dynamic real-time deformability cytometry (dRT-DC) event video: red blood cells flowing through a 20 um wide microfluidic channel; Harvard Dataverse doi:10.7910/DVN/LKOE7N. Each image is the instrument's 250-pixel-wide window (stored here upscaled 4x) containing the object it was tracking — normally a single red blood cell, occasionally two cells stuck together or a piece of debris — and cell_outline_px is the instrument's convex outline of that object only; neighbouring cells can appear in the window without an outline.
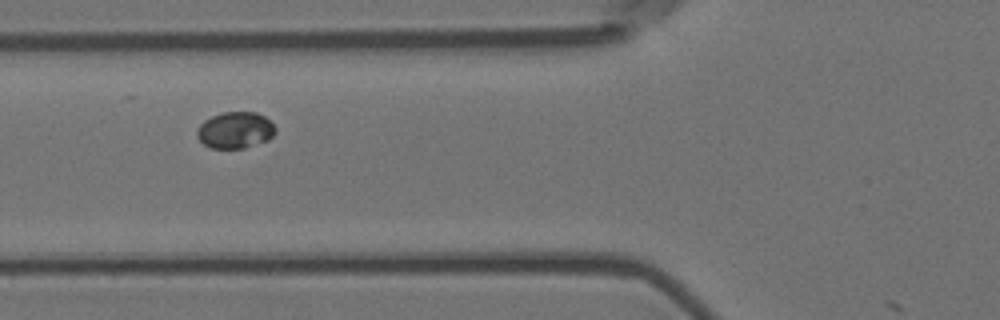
{"species": "Egyptian fruit bat (a non-hibernating species)", "species_latin": "Rousettus aegyptiacus", "temperature_condition": "room temperature", "stored_images_in_passage": 3, "camera_frame_rate_fps": 3000, "um_per_image_px": 0.085, "animal": {"sex": "female"}, "frame": {"image": 1, "passage_image": 2, "time_ms": 0.333, "image_size_px": [1000, 320], "cell_outline_px": [[276, 132], [268, 140], [244, 148], [212, 148], [204, 144], [196, 136], [196, 128], [204, 120], [212, 116], [224, 112], [256, 112], [264, 116], [276, 128]], "centroid_in_image_um": [19.98, 11.06], "position_along_channel_um": 105.8, "area_um2": 16.65}}
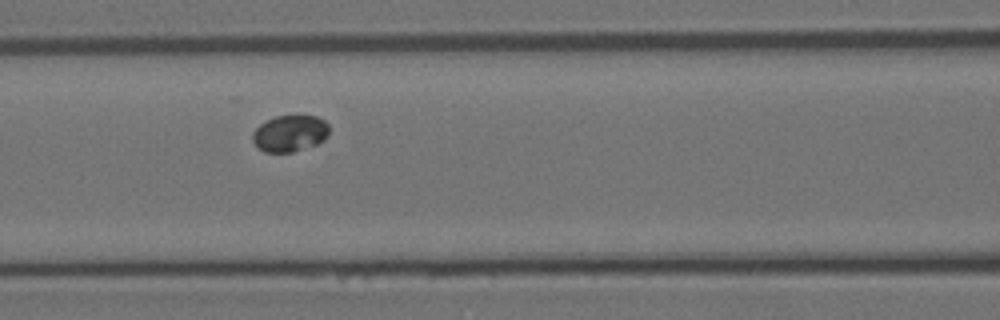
{"frame": {"image": 2, "passage_image": 3, "time_ms": 0.667, "image_size_px": [1000, 320], "cell_outline_px": [[328, 136], [324, 140], [316, 144], [292, 152], [264, 152], [252, 140], [252, 132], [260, 124], [276, 116], [316, 116], [324, 120], [328, 124]], "centroid_in_image_um": [24.64, 11.34], "position_along_channel_um": 142.0, "area_um2": 16.13}}